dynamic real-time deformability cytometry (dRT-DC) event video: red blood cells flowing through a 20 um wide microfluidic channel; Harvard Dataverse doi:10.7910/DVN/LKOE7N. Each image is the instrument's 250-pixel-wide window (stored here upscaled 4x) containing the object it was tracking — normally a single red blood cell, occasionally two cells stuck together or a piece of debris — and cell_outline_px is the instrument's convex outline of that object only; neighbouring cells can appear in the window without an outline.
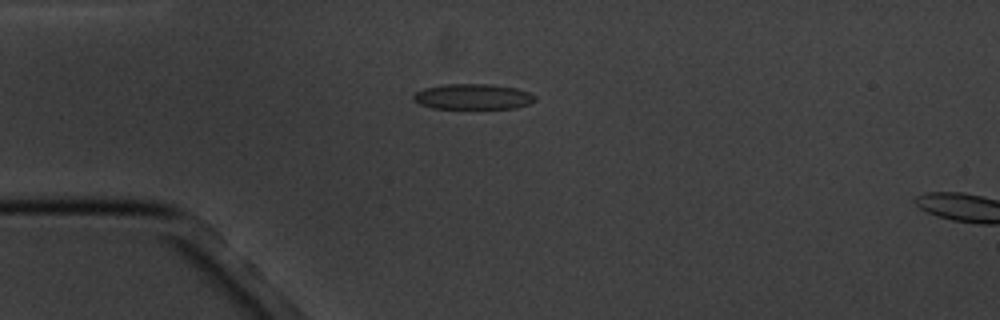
{"species": "common noctule bat (a hibernating species)", "species_latin": "Nyctalus noctula", "temperature_condition": "cold", "stored_images_in_passage": 4, "camera_frame_rate_fps": 3000, "um_per_image_px": 0.085, "animal": {"sex": "male", "body_mass_g": 20.1, "forearm_length_mm": 53.5}, "frame": {"image": 1, "passage_image": 3, "time_ms": 2.333, "image_size_px": [1000, 320], "cell_outline_px": [[536, 100], [528, 104], [516, 108], [432, 108], [420, 104], [412, 100], [412, 96], [416, 92], [424, 88], [444, 84], [492, 84], [516, 88], [528, 92], [536, 96]], "centroid_in_image_um": [40.19, 8.21], "position_along_channel_um": 44.8, "area_um2": 18.09}}